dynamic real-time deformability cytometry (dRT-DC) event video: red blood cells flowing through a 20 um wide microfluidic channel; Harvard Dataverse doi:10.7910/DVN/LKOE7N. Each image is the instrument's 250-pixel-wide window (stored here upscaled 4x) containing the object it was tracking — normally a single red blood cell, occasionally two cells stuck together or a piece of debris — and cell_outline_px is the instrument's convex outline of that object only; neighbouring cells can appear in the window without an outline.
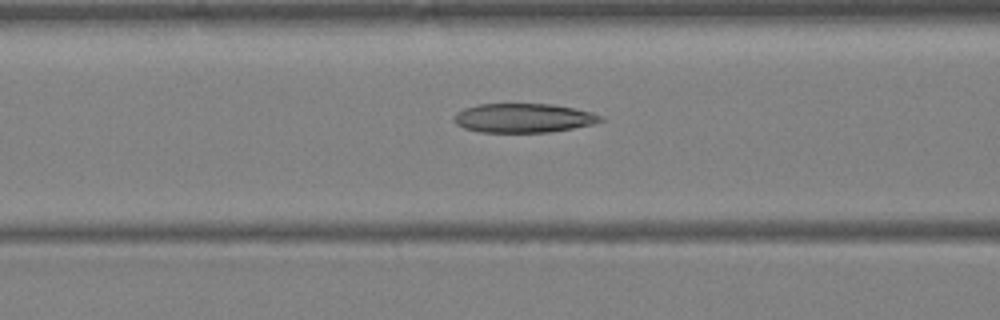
{"species": "Egyptian fruit bat (a non-hibernating species)", "species_latin": "Rousettus aegyptiacus", "temperature_condition": "warm", "stored_images_in_passage": 38, "camera_frame_rate_fps": 3000, "um_per_image_px": 0.085, "animal": {"sex": "female"}, "frame": {"image": 1, "passage_image": 17, "time_ms": 5.333, "image_size_px": [1000, 320], "cell_outline_px": [[604, 120], [592, 124], [572, 128], [548, 132], [480, 132], [464, 128], [456, 124], [456, 112], [464, 108], [480, 104], [552, 104], [572, 108], [604, 116]], "centroid_in_image_um": [44.49, 10.03], "position_along_channel_um": 122.1, "area_um2": 24.57}}
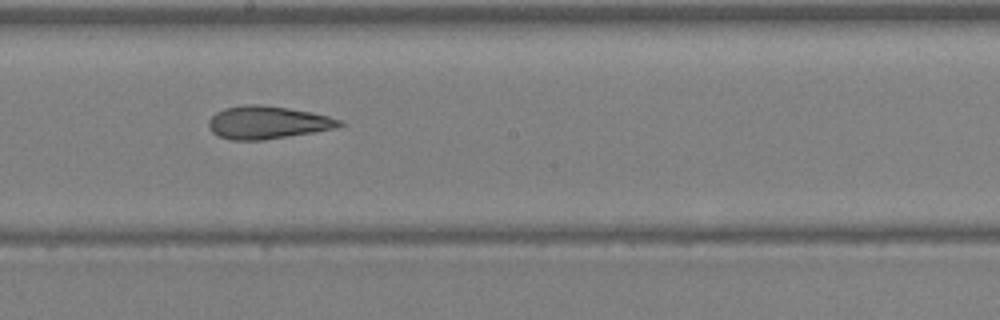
{"frame": {"image": 2, "passage_image": 23, "time_ms": 7.333, "image_size_px": [1000, 320], "cell_outline_px": [[344, 124], [336, 128], [264, 140], [232, 140], [220, 136], [212, 132], [208, 128], [208, 120], [216, 112], [224, 108], [248, 104], [256, 104], [288, 108], [312, 112], [328, 116], [340, 120]], "centroid_in_image_um": [22.71, 10.41], "position_along_channel_um": 225.5, "area_um2": 24.85}}
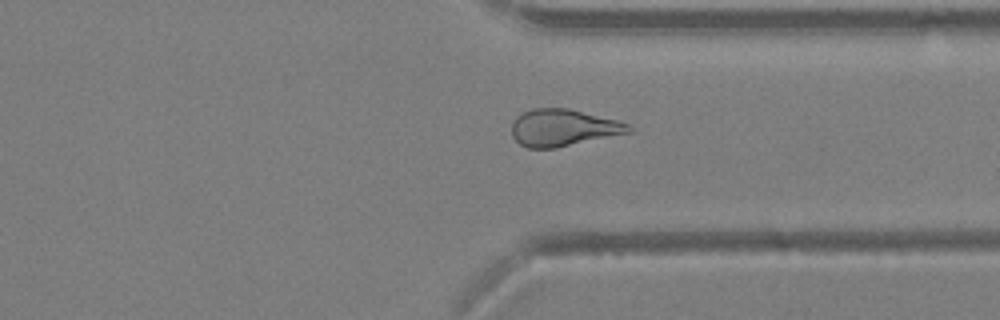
{"frame": {"image": 3, "passage_image": 31, "time_ms": 10.0, "image_size_px": [1000, 320], "cell_outline_px": [[636, 132], [556, 148], [528, 148], [520, 144], [512, 136], [512, 124], [516, 116], [532, 108], [568, 108], [620, 120], [628, 124]], "centroid_in_image_um": [47.93, 10.86], "position_along_channel_um": 363.5, "area_um2": 25.61}}